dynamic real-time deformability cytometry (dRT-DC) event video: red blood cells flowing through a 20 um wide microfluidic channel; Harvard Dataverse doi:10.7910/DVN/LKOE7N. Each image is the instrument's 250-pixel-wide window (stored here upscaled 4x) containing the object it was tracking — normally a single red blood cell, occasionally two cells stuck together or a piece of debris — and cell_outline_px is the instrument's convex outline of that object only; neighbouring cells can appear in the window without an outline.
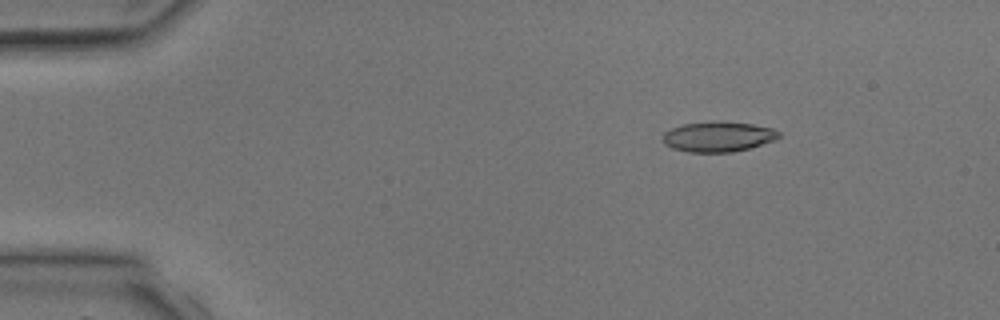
{"species": "common noctule bat (a hibernating species)", "species_latin": "Nyctalus noctula", "temperature_condition": "room temperature", "stored_images_in_passage": 4, "camera_frame_rate_fps": 3000, "um_per_image_px": 0.085, "animal": {"sex": "male", "body_mass_g": 17.9, "forearm_length_mm": 54.2}, "frame": {"image": 1, "passage_image": 2, "time_ms": 1.333, "image_size_px": [1000, 320], "cell_outline_px": [[780, 136], [772, 140], [748, 148], [732, 152], [688, 152], [672, 148], [664, 144], [664, 132], [672, 128], [684, 124], [752, 124], [772, 128], [780, 132]], "centroid_in_image_um": [61.02, 11.66], "position_along_channel_um": 24.0, "area_um2": 19.31}}
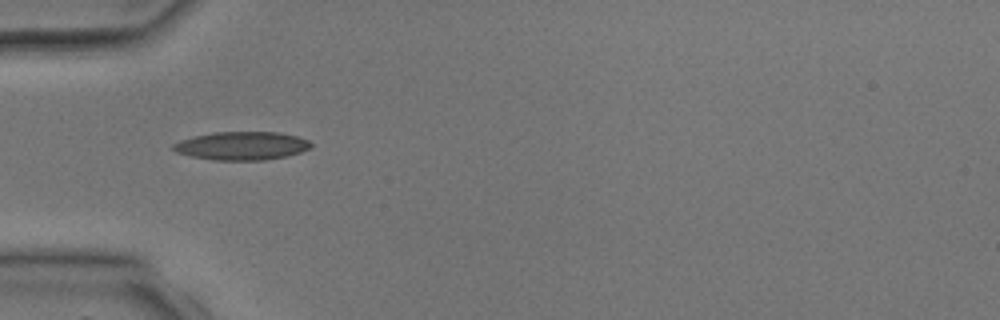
{"frame": {"image": 2, "passage_image": 4, "time_ms": 3.667, "image_size_px": [1000, 320], "cell_outline_px": [[312, 148], [288, 156], [264, 160], [212, 160], [192, 156], [176, 152], [172, 148], [172, 144], [180, 140], [192, 136], [212, 132], [276, 132], [296, 136], [308, 140], [312, 144]], "centroid_in_image_um": [20.54, 12.39], "position_along_channel_um": 64.5, "area_um2": 22.83}}